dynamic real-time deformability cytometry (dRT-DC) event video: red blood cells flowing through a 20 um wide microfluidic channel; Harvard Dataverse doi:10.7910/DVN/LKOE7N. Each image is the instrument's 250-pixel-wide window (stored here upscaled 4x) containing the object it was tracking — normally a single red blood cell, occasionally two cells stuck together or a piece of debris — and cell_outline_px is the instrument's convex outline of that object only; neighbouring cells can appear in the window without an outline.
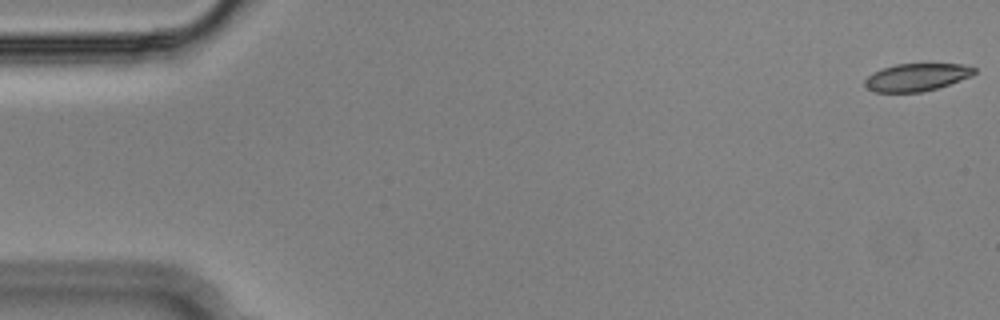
{"species": "Egyptian fruit bat (a non-hibernating species)", "species_latin": "Rousettus aegyptiacus", "temperature_condition": "cold", "stored_images_in_passage": 55, "segment_of_instrument_passage": [1, 2], "camera_frame_rate_fps": 3000, "um_per_image_px": 0.085, "animal": {"sex": "male"}, "frame": {"image": 1, "passage_image": 1, "time_ms": 0.0, "image_size_px": [1000, 320], "cell_outline_px": [[976, 72], [972, 76], [924, 92], [872, 92], [864, 84], [864, 80], [872, 72], [896, 64], [964, 64], [976, 68]], "centroid_in_image_um": [77.91, 6.56], "position_along_channel_um": 7.1, "area_um2": 17.57}}
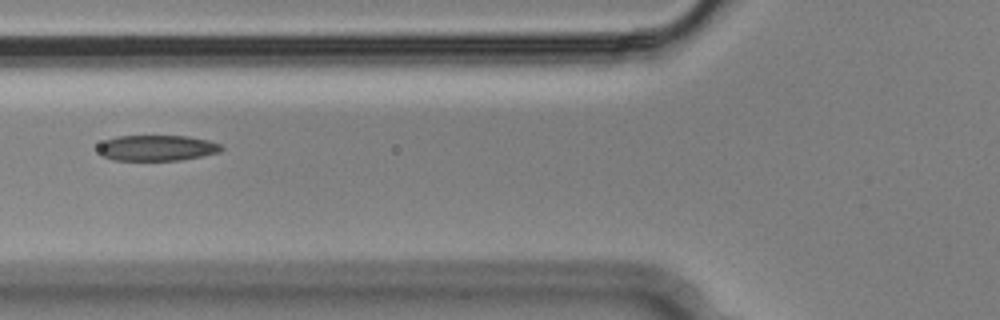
{"frame": {"image": 2, "passage_image": 21, "time_ms": 6.667, "image_size_px": [1000, 320], "cell_outline_px": [[224, 148], [220, 152], [180, 160], [112, 160], [104, 156], [96, 148], [104, 140], [116, 136], [188, 136], [208, 140], [220, 144]], "centroid_in_image_um": [13.33, 12.57], "position_along_channel_um": 112.5, "area_um2": 18.44}}
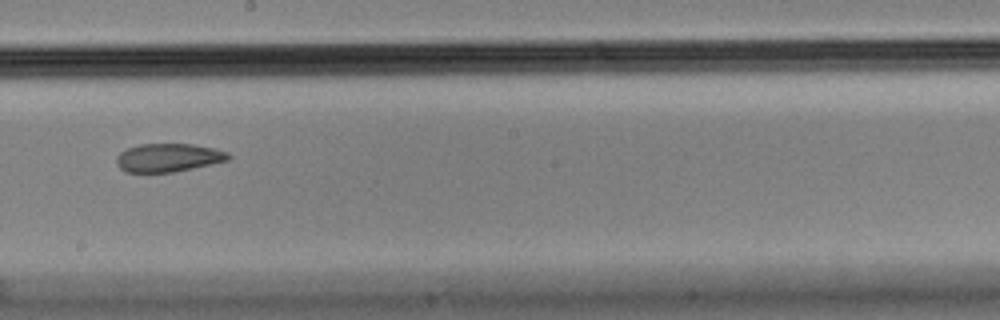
{"frame": {"image": 3, "passage_image": 31, "time_ms": 10.0, "image_size_px": [1000, 320], "cell_outline_px": [[232, 156], [228, 160], [192, 168], [172, 172], [124, 172], [116, 164], [116, 156], [120, 152], [128, 148], [140, 144], [192, 144], [216, 148], [228, 152]], "centroid_in_image_um": [14.3, 13.39], "position_along_channel_um": 233.9, "area_um2": 18.5}}